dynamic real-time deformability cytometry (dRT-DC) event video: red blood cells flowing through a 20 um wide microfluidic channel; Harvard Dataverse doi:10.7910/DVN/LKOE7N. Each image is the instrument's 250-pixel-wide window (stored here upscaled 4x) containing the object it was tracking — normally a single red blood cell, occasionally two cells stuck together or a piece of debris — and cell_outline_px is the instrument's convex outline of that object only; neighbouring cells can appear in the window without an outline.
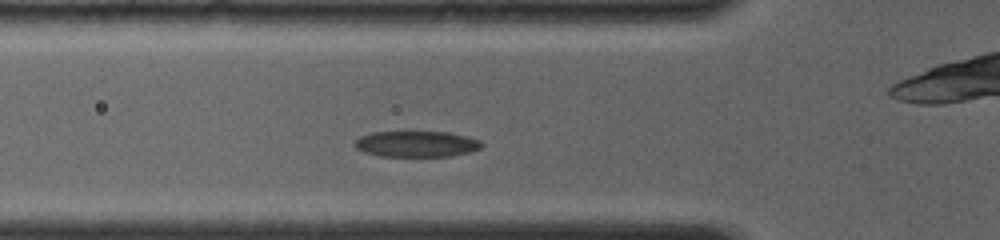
{"species": "common noctule bat (a hibernating species)", "species_latin": "Nyctalus noctula", "temperature_condition": "room temperature", "stored_images_in_passage": 6, "camera_frame_rate_fps": 4000, "um_per_image_px": 0.085, "animal": {"sex": "female", "body_mass_g": 19.0, "forearm_length_mm": 56.7}, "frame": {"image": 1, "passage_image": 5, "time_ms": 2.5, "image_size_px": [1000, 240], "cell_outline_px": [[484, 144], [480, 148], [468, 152], [452, 156], [380, 156], [364, 152], [356, 148], [352, 144], [360, 136], [372, 132], [448, 132], [468, 136], [480, 140]], "centroid_in_image_um": [35.4, 12.23], "position_along_channel_um": 90.4, "area_um2": 19.25}}